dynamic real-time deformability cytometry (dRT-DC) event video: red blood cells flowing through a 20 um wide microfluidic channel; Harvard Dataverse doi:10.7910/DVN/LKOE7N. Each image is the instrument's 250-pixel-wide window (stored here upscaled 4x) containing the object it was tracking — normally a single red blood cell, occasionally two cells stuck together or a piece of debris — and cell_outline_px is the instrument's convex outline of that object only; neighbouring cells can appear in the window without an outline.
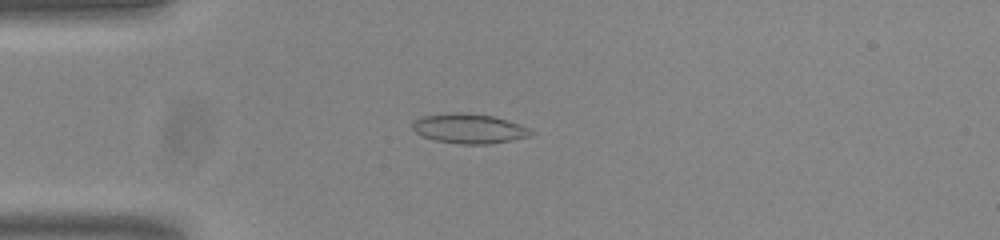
{"species": "common noctule bat (a hibernating species)", "species_latin": "Nyctalus noctula", "temperature_condition": "room temperature", "stored_images_in_passage": 48, "camera_frame_rate_fps": 3000, "um_per_image_px": 0.085, "animal": {"sex": "male", "body_mass_g": 20.0, "forearm_length_mm": 53.3}, "frame": {"image": 1, "passage_image": 9, "time_ms": 2.667, "image_size_px": [1000, 240], "cell_outline_px": [[536, 132], [532, 136], [512, 140], [488, 144], [460, 144], [436, 140], [420, 136], [412, 128], [412, 120], [424, 116], [456, 112], [492, 116], [528, 128]], "centroid_in_image_um": [39.85, 10.94], "position_along_channel_um": 45.2, "area_um2": 20.29}}
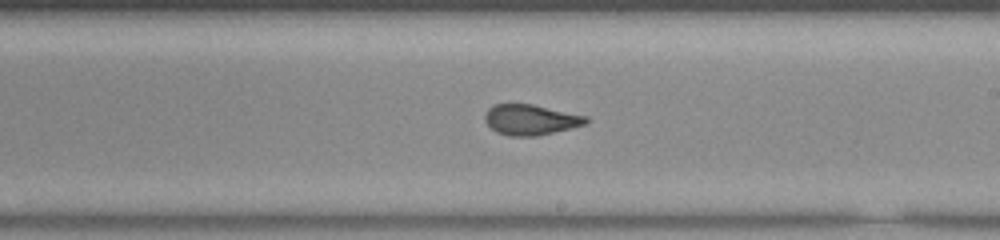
{"frame": {"image": 2, "passage_image": 26, "time_ms": 8.333, "image_size_px": [1000, 240], "cell_outline_px": [[588, 120], [584, 124], [536, 136], [508, 136], [496, 132], [484, 120], [484, 116], [488, 108], [496, 104], [532, 104], [588, 116]], "centroid_in_image_um": [45.06, 10.17], "position_along_channel_um": 243.9, "area_um2": 17.74}}
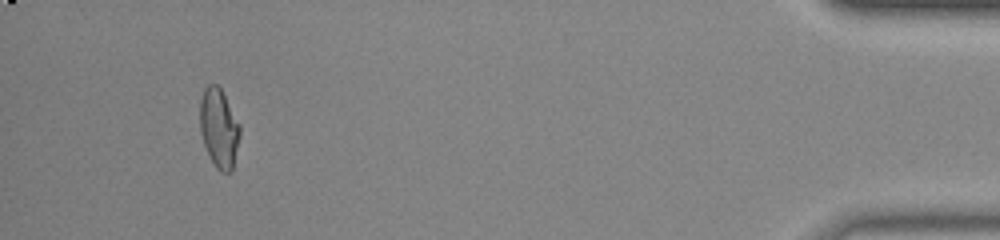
{"frame": {"image": 3, "passage_image": 45, "time_ms": 14.667, "image_size_px": [1000, 240], "cell_outline_px": [[240, 136], [232, 172], [220, 172], [216, 168], [204, 144], [200, 132], [200, 100], [204, 88], [208, 84], [216, 84], [220, 88], [240, 124]], "centroid_in_image_um": [18.62, 10.89], "position_along_channel_um": 416.6, "area_um2": 18.38}, "authors_computed_cell_mechanics": {"area_um2": 18.5827, "velocity_mm_per_s": 3.8368, "shape_relaxation_time_tau1_ms": null, "shape_relaxation_time_tau2_ms": 1.071, "deformation_change_tau1": null, "deformation_change_tau2": 0.0686}}